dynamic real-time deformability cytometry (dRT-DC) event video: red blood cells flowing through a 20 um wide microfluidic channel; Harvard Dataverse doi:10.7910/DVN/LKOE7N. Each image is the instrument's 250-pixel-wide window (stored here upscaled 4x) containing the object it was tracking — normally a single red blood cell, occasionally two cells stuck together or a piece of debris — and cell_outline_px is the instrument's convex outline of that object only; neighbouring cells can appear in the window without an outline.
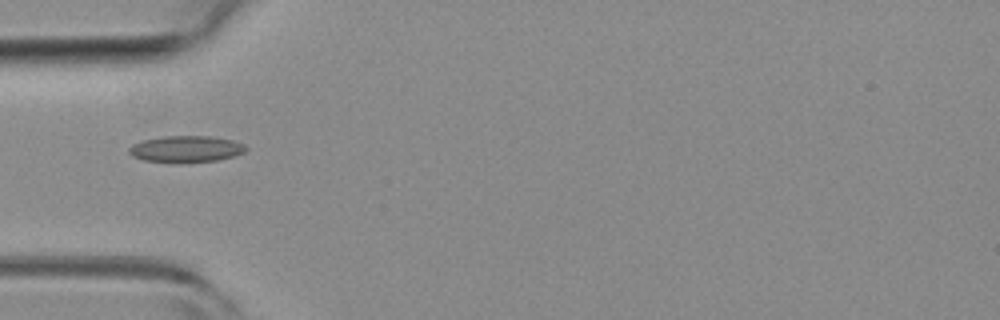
{"species": "common noctule bat (a hibernating species)", "species_latin": "Nyctalus noctula", "temperature_condition": "room temperature", "stored_images_in_passage": 1, "camera_frame_rate_fps": 3000, "um_per_image_px": 0.085, "animal": {"sex": "female", "body_mass_g": 19.3, "forearm_length_mm": 54.1}, "frame": {"image": 1, "passage_image": 1, "time_ms": 0.0, "image_size_px": [1000, 320], "cell_outline_px": [[248, 148], [244, 152], [236, 156], [216, 160], [180, 164], [144, 160], [132, 156], [128, 152], [128, 148], [132, 144], [140, 140], [164, 136], [212, 136], [232, 140], [244, 144]], "centroid_in_image_um": [15.79, 12.68], "position_along_channel_um": 69.2, "area_um2": 18.5}}